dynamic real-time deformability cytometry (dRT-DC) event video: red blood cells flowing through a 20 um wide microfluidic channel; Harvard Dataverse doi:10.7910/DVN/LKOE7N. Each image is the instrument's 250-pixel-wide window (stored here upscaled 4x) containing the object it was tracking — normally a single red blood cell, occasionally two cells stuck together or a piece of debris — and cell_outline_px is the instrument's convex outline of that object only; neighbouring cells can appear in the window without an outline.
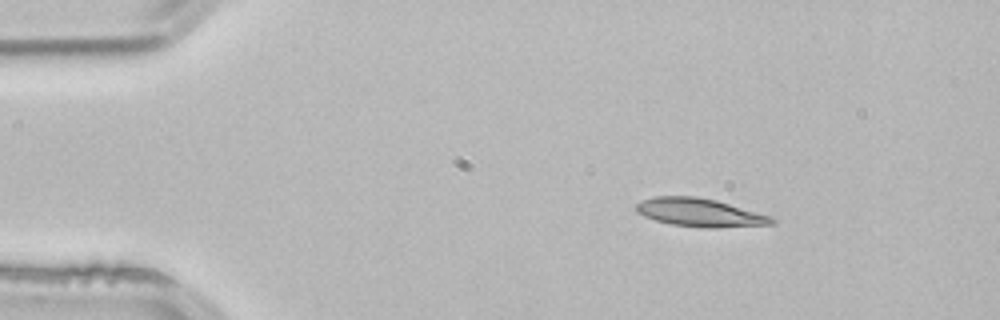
{"species": "common noctule bat (a hibernating species)", "species_latin": "Nyctalus noctula", "temperature_condition": "room temperature", "stored_images_in_passage": 2, "camera_frame_rate_fps": 3000, "um_per_image_px": 0.085, "animal": {"sex": "male", "body_mass_g": 21.5, "forearm_length_mm": 52.0}, "frame": {"image": 1, "passage_image": 1, "time_ms": 0.0, "image_size_px": [1000, 320], "cell_outline_px": [[776, 224], [716, 228], [704, 228], [672, 224], [656, 220], [644, 216], [636, 212], [636, 204], [640, 200], [652, 196], [696, 196], [716, 200], [772, 216], [776, 220]], "centroid_in_image_um": [59.49, 18.06], "position_along_channel_um": 25.5, "area_um2": 22.54}}
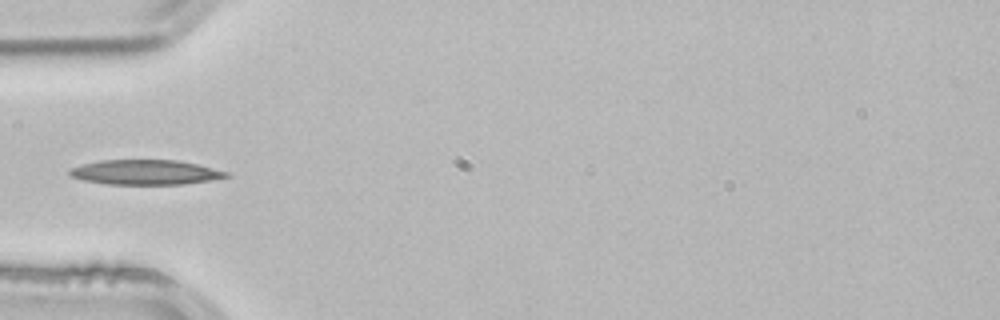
{"frame": {"image": 2, "passage_image": 2, "time_ms": 0.333, "image_size_px": [1000, 320], "cell_outline_px": [[232, 176], [184, 184], [108, 184], [84, 180], [68, 176], [68, 168], [100, 160], [176, 160], [196, 164], [228, 172]], "centroid_in_image_um": [12.31, 14.64], "position_along_channel_um": 72.7, "area_um2": 22.54}}